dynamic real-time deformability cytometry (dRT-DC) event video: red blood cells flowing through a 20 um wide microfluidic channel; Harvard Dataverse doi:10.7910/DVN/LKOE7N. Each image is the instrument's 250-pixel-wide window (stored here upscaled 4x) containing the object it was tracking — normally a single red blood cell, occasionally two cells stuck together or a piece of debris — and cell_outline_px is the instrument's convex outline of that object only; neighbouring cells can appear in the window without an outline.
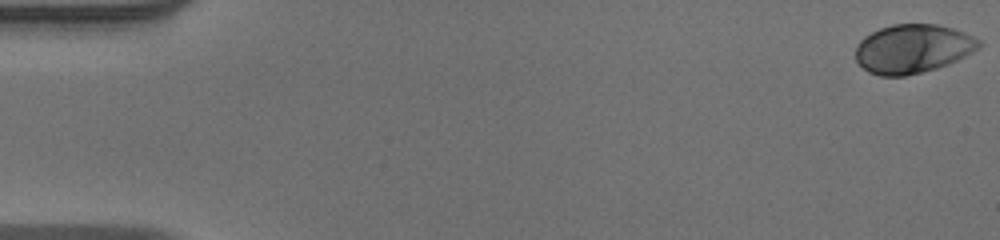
{"species": "human", "species_latin": "Homo sapiens", "temperature_condition": "warm", "stored_images_in_passage": 53, "camera_frame_rate_fps": 3000, "um_per_image_px": 0.085, "donor": {"sex": "male"}, "frame": {"image": 1, "passage_image": 1, "time_ms": 0.0, "image_size_px": [1000, 240], "cell_outline_px": [[984, 44], [980, 48], [948, 64], [936, 68], [904, 76], [880, 76], [868, 72], [856, 60], [856, 48], [860, 40], [864, 36], [880, 28], [892, 24], [936, 24], [952, 28], [964, 32], [980, 40]], "centroid_in_image_um": [77.59, 4.13], "position_along_channel_um": 7.4, "area_um2": 35.03}}
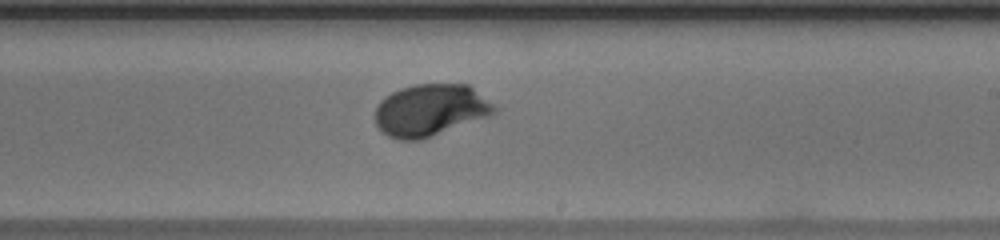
{"frame": {"image": 2, "passage_image": 32, "time_ms": 10.333, "image_size_px": [1000, 240], "cell_outline_px": [[496, 112], [488, 116], [424, 140], [400, 140], [388, 136], [376, 124], [376, 108], [380, 100], [392, 92], [400, 88], [416, 84], [468, 84], [492, 104], [496, 108]], "centroid_in_image_um": [36.56, 9.37], "position_along_channel_um": 252.4, "area_um2": 35.89}}
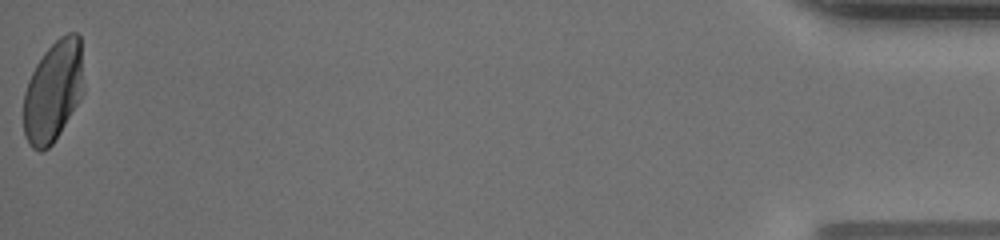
{"frame": {"image": 3, "passage_image": 53, "time_ms": 17.333, "image_size_px": [1000, 240], "cell_outline_px": [[84, 92], [80, 100], [60, 132], [52, 144], [48, 148], [40, 152], [32, 148], [28, 144], [24, 136], [24, 92], [28, 80], [36, 64], [44, 52], [60, 36], [68, 32], [76, 32], [80, 36], [84, 84]], "centroid_in_image_um": [4.53, 7.76], "position_along_channel_um": 430.7, "area_um2": 35.72}, "authors_computed_cell_mechanics": {"area_um2": 34.8534, "velocity_mm_per_s": 3.9275, "shape_relaxation_time_tau1_ms": 2.337, "shape_relaxation_time_tau2_ms": null, "deformation_change_tau1": 0.1572, "deformation_change_tau2": null}}